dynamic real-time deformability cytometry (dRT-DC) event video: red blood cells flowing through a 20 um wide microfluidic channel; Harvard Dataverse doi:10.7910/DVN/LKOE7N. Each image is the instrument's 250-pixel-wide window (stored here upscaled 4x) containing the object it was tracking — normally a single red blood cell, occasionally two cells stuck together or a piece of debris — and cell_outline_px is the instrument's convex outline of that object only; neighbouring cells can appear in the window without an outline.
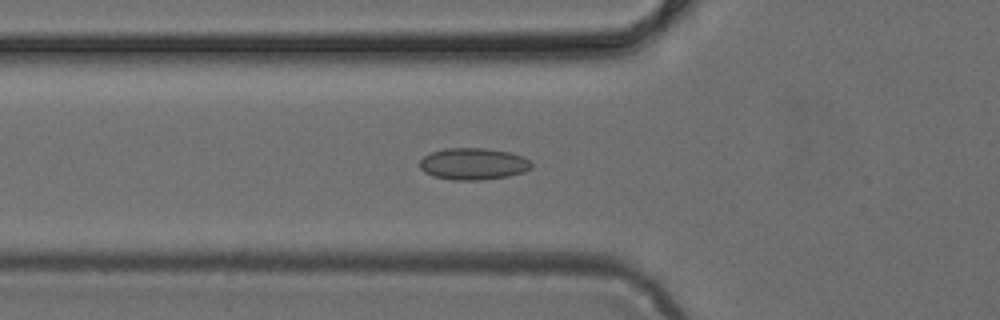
{"species": "common noctule bat (a hibernating species)", "species_latin": "Nyctalus noctula", "temperature_condition": "cold", "stored_images_in_passage": 39, "camera_frame_rate_fps": 3000, "um_per_image_px": 0.085, "animal": {"sex": "female", "body_mass_g": 24.6, "forearm_length_mm": 56.2}, "frame": {"image": 1, "passage_image": 7, "time_ms": 2.0, "image_size_px": [1000, 320], "cell_outline_px": [[532, 168], [524, 172], [508, 176], [484, 180], [452, 180], [432, 176], [424, 172], [420, 168], [420, 160], [424, 156], [432, 152], [444, 148], [484, 148], [508, 152], [524, 156], [532, 164]], "centroid_in_image_um": [40.23, 13.93], "position_along_channel_um": 85.6, "area_um2": 20.81}}
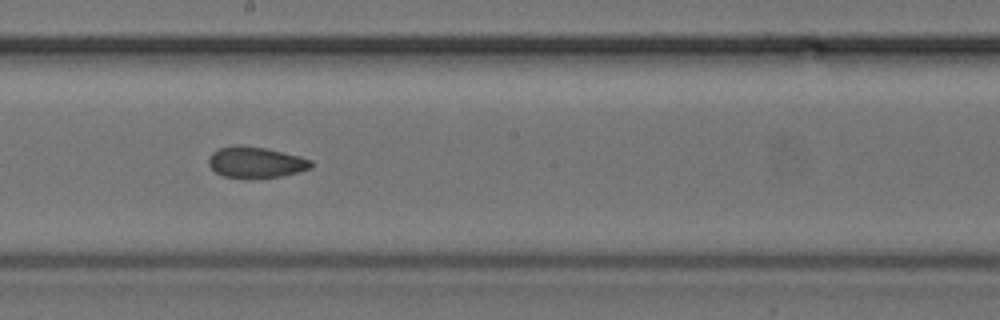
{"frame": {"image": 2, "passage_image": 17, "time_ms": 5.333, "image_size_px": [1000, 320], "cell_outline_px": [[312, 168], [284, 176], [224, 176], [216, 172], [208, 164], [208, 160], [212, 152], [220, 148], [236, 144], [264, 148], [300, 156], [312, 160]], "centroid_in_image_um": [21.76, 13.76], "position_along_channel_um": 226.4, "area_um2": 18.03}}
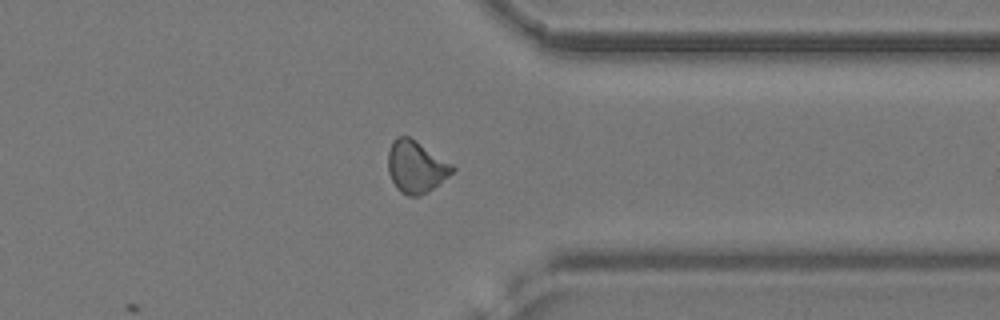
{"frame": {"image": 3, "passage_image": 28, "time_ms": 9.0, "image_size_px": [1000, 320], "cell_outline_px": [[456, 168], [448, 176], [428, 192], [420, 196], [408, 196], [400, 192], [396, 188], [388, 172], [388, 152], [392, 140], [396, 136], [408, 136], [416, 140], [452, 164]], "centroid_in_image_um": [35.33, 14.17], "position_along_channel_um": 376.1, "area_um2": 19.54}}